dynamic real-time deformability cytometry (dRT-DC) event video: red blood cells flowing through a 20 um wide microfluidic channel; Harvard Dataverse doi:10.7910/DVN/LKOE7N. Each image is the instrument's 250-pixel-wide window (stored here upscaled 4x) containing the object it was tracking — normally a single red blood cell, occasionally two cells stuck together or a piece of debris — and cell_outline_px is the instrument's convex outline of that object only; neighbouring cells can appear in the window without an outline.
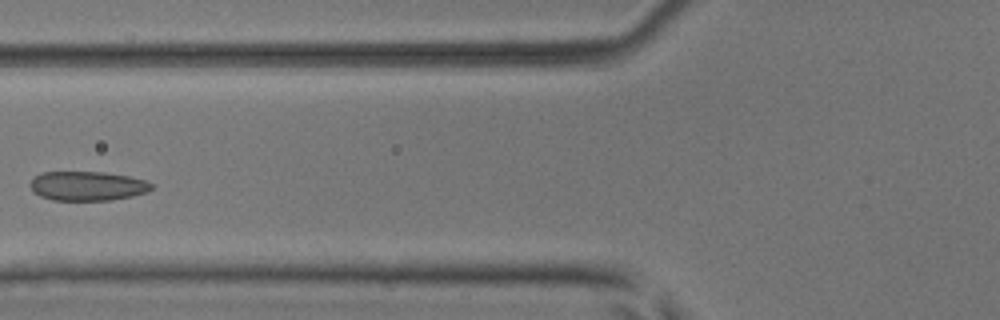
{"species": "common noctule bat (a hibernating species)", "species_latin": "Nyctalus noctula", "temperature_condition": "room temperature", "stored_images_in_passage": 5, "camera_frame_rate_fps": 3000, "um_per_image_px": 0.085, "animal": {"sex": "male", "body_mass_g": 17.9, "forearm_length_mm": 54.2}, "frame": {"image": 1, "passage_image": 4, "time_ms": 1.0, "image_size_px": [1000, 320], "cell_outline_px": [[156, 184], [148, 192], [132, 196], [112, 200], [52, 200], [40, 196], [32, 192], [28, 184], [40, 172], [104, 172], [128, 176], [144, 180]], "centroid_in_image_um": [7.43, 15.81], "position_along_channel_um": 118.4, "area_um2": 20.92}}
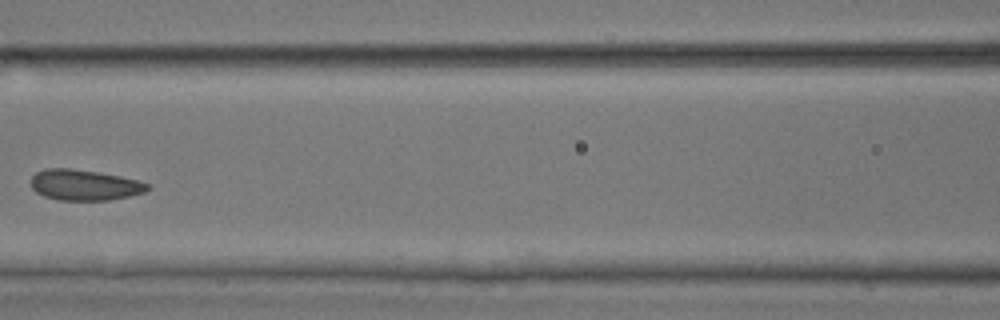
{"frame": {"image": 2, "passage_image": 5, "time_ms": 1.333, "image_size_px": [1000, 320], "cell_outline_px": [[152, 188], [144, 192], [128, 196], [108, 200], [60, 200], [44, 196], [36, 192], [32, 188], [32, 176], [36, 172], [44, 168], [68, 168], [96, 172], [120, 176], [136, 180], [148, 184]], "centroid_in_image_um": [7.16, 15.72], "position_along_channel_um": 159.4, "area_um2": 20.69}}